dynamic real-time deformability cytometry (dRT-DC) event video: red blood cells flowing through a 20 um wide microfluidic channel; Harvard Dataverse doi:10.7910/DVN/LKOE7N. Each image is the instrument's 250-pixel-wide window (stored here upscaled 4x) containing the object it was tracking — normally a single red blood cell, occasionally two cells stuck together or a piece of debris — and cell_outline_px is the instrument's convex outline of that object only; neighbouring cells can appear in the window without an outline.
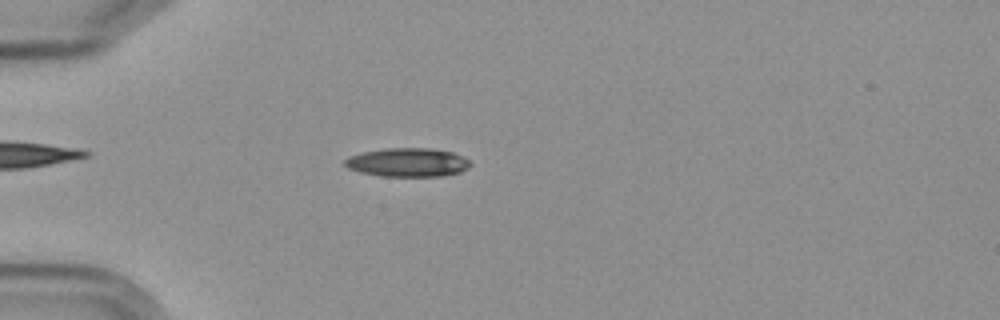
{"species": "Egyptian fruit bat (a non-hibernating species)", "species_latin": "Rousettus aegyptiacus", "temperature_condition": "cold", "stored_images_in_passage": 5, "camera_frame_rate_fps": 3000, "um_per_image_px": 0.085, "frame": {"image": 1, "passage_image": 5, "time_ms": 4.667, "image_size_px": [1000, 320], "cell_outline_px": [[472, 164], [468, 168], [460, 172], [444, 176], [380, 176], [360, 172], [348, 168], [344, 164], [344, 160], [348, 156], [364, 152], [384, 148], [428, 148], [452, 152], [468, 160]], "centroid_in_image_um": [34.63, 13.81], "position_along_channel_um": 50.4, "area_um2": 20.98}}